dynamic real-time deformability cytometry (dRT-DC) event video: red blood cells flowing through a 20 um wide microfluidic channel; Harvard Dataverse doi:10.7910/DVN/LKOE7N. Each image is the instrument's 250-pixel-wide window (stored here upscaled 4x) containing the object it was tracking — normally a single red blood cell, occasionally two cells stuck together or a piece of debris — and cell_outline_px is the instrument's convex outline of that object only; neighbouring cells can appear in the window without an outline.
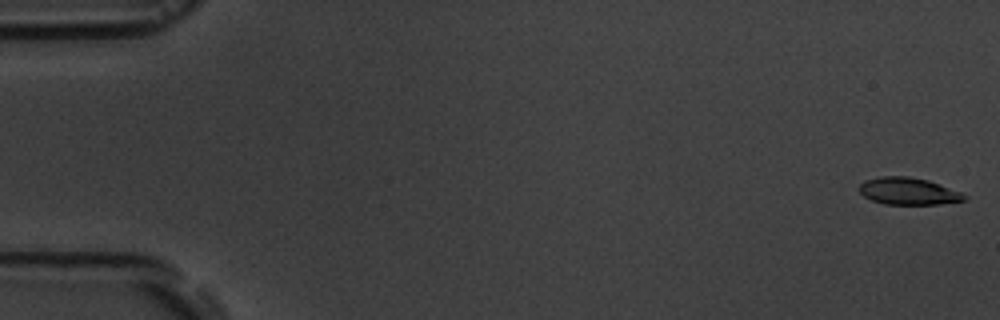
{"species": "common noctule bat (a hibernating species)", "species_latin": "Nyctalus noctula", "temperature_condition": "room temperature", "stored_images_in_passage": 5, "camera_frame_rate_fps": 3000, "um_per_image_px": 0.085, "animal": {"sex": "male", "body_mass_g": 19.5, "forearm_length_mm": 54.6}, "frame": {"image": 1, "passage_image": 1, "time_ms": 0.0, "image_size_px": [1000, 320], "cell_outline_px": [[968, 200], [940, 204], [884, 204], [872, 200], [864, 196], [856, 188], [864, 180], [880, 176], [908, 176], [928, 180], [960, 192], [968, 196]], "centroid_in_image_um": [77.19, 16.25], "position_along_channel_um": 7.8, "area_um2": 16.7}}
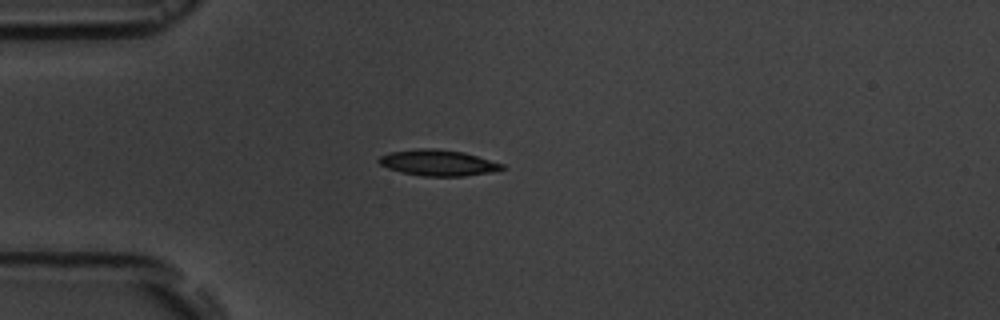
{"frame": {"image": 2, "passage_image": 5, "time_ms": 4.667, "image_size_px": [1000, 320], "cell_outline_px": [[504, 168], [492, 172], [464, 176], [424, 176], [400, 172], [388, 168], [380, 164], [376, 160], [380, 156], [388, 152], [416, 148], [436, 148], [464, 152], [504, 164]], "centroid_in_image_um": [37.2, 13.82], "position_along_channel_um": 47.8, "area_um2": 18.79}}